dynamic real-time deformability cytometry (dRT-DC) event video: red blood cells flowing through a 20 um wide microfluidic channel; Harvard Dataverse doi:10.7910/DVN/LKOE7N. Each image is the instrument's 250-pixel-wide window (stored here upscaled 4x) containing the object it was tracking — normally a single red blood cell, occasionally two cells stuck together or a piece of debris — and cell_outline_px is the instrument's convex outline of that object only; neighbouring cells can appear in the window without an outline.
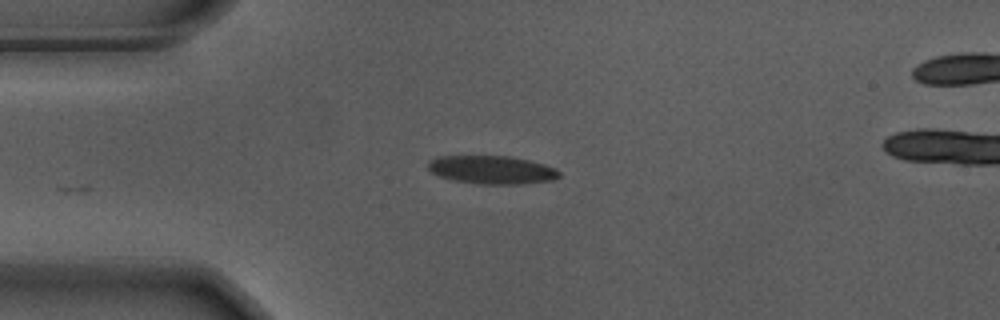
{"species": "Egyptian fruit bat (a non-hibernating species)", "species_latin": "Rousettus aegyptiacus", "temperature_condition": "warm", "stored_images_in_passage": 15, "camera_frame_rate_fps": 3000, "um_per_image_px": 0.085, "animal": {"sex": "male"}, "frame": {"image": 1, "passage_image": 1, "time_ms": 0.0, "image_size_px": [1000, 320], "cell_outline_px": [[560, 176], [552, 180], [520, 184], [480, 184], [452, 180], [440, 176], [432, 172], [428, 168], [428, 160], [436, 156], [508, 156], [528, 160], [544, 164], [560, 172]], "centroid_in_image_um": [41.76, 14.43], "position_along_channel_um": 43.2, "area_um2": 21.5}}
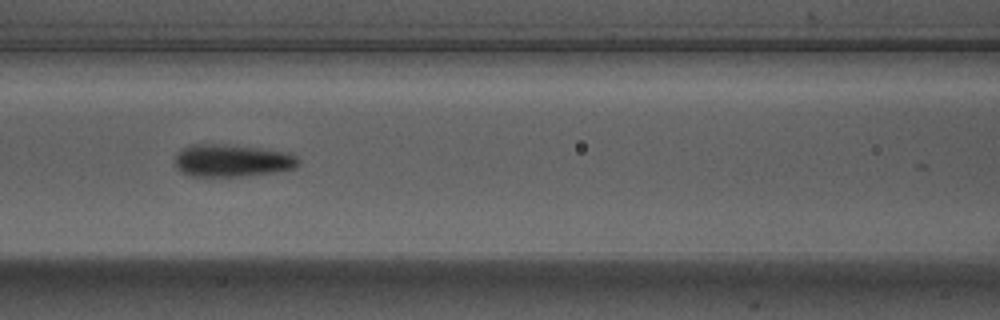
{"frame": {"image": 2, "passage_image": 11, "time_ms": 3.333, "image_size_px": [1000, 320], "cell_outline_px": [[300, 164], [296, 168], [272, 172], [244, 176], [188, 176], [180, 172], [176, 168], [176, 156], [180, 148], [188, 144], [216, 144], [256, 148], [288, 152], [296, 156], [300, 160]], "centroid_in_image_um": [19.69, 13.65], "position_along_channel_um": 146.9, "area_um2": 23.35}}
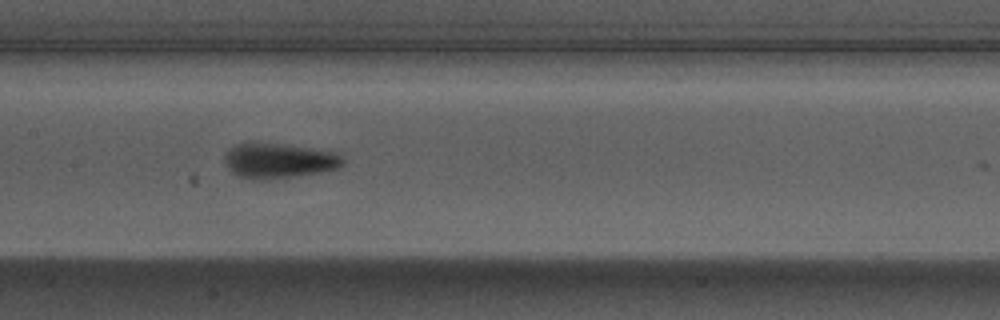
{"frame": {"image": 3, "passage_image": 14, "time_ms": 4.333, "image_size_px": [1000, 320], "cell_outline_px": [[344, 164], [340, 168], [268, 180], [252, 180], [236, 176], [228, 168], [224, 160], [224, 152], [236, 144], [244, 140], [256, 140], [308, 148], [332, 152], [340, 156], [344, 160]], "centroid_in_image_um": [23.57, 13.63], "position_along_channel_um": 183.8, "area_um2": 24.62}}